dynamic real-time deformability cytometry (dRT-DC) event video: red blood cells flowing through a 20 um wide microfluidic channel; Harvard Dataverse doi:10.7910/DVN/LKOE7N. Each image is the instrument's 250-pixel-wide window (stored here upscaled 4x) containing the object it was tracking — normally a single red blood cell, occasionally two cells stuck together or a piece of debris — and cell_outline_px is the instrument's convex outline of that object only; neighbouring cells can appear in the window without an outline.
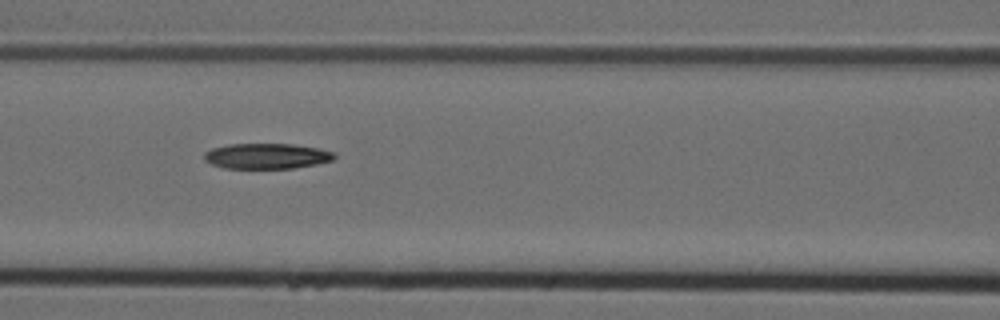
{"species": "Egyptian fruit bat (a non-hibernating species)", "species_latin": "Rousettus aegyptiacus", "temperature_condition": "cold", "stored_images_in_passage": 11, "camera_frame_rate_fps": 3000, "um_per_image_px": 0.085, "animal": {"sex": "female"}, "frame": {"image": 1, "passage_image": 7, "time_ms": 2.0, "image_size_px": [1000, 320], "cell_outline_px": [[336, 156], [332, 160], [316, 164], [292, 168], [224, 168], [212, 164], [204, 160], [204, 152], [212, 148], [228, 144], [292, 144], [316, 148], [332, 152]], "centroid_in_image_um": [22.62, 13.26], "position_along_channel_um": 144.0, "area_um2": 19.13}}
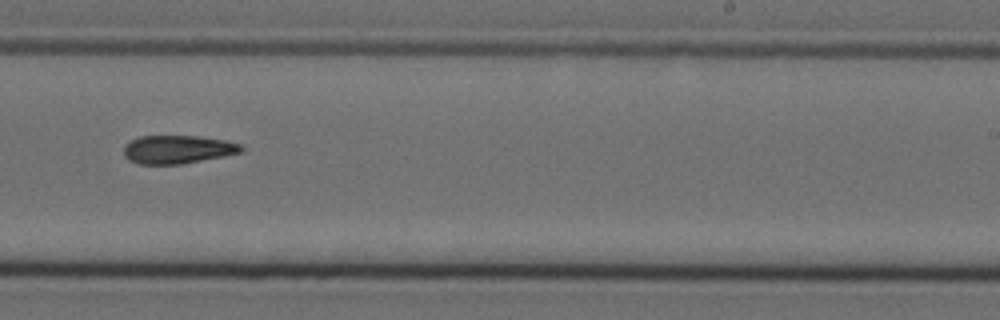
{"frame": {"image": 2, "passage_image": 10, "time_ms": 3.0, "image_size_px": [1000, 320], "cell_outline_px": [[244, 148], [240, 152], [224, 156], [180, 164], [140, 164], [128, 160], [124, 156], [124, 144], [140, 136], [196, 136], [224, 140], [240, 144]], "centroid_in_image_um": [15.06, 12.7], "position_along_channel_um": 273.9, "area_um2": 19.25}}
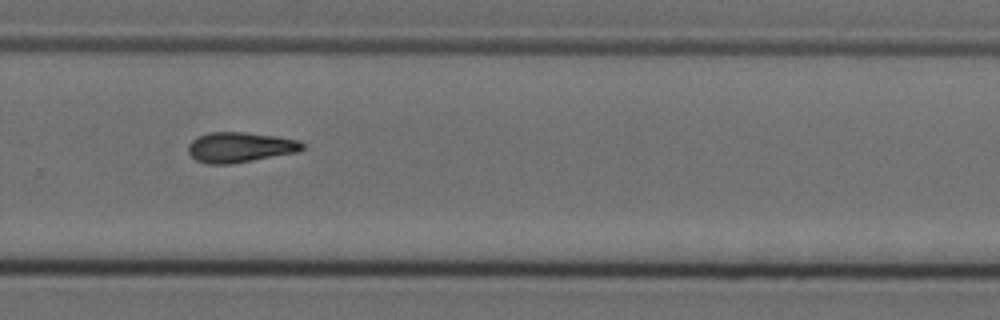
{"frame": {"image": 3, "passage_image": 11, "time_ms": 3.333, "image_size_px": [1000, 320], "cell_outline_px": [[304, 148], [300, 152], [228, 164], [208, 164], [196, 160], [188, 152], [188, 144], [192, 140], [208, 132], [248, 132], [276, 136], [300, 140], [304, 144]], "centroid_in_image_um": [20.43, 12.51], "position_along_channel_um": 309.4, "area_um2": 20.17}}